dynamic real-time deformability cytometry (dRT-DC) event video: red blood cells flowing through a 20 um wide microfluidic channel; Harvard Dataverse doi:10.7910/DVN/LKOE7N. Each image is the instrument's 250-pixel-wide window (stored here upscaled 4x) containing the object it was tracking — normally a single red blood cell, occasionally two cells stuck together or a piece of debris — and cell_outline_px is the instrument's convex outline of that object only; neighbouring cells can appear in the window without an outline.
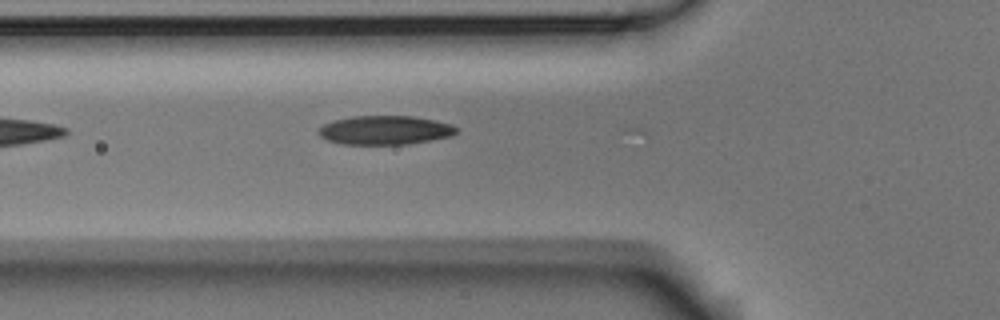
{"species": "Egyptian fruit bat (a non-hibernating species)", "species_latin": "Rousettus aegyptiacus", "temperature_condition": "room temperature", "stored_images_in_passage": 2, "camera_frame_rate_fps": 3000, "um_per_image_px": 0.085, "animal": {"sex": "male"}, "frame": {"image": 1, "passage_image": 2, "time_ms": 0.333, "image_size_px": [1000, 320], "cell_outline_px": [[456, 132], [452, 136], [432, 140], [408, 144], [340, 144], [328, 140], [320, 136], [320, 128], [324, 124], [332, 120], [352, 116], [412, 116], [436, 120], [452, 124], [456, 128]], "centroid_in_image_um": [32.74, 11.06], "position_along_channel_um": 93.1, "area_um2": 23.24}}